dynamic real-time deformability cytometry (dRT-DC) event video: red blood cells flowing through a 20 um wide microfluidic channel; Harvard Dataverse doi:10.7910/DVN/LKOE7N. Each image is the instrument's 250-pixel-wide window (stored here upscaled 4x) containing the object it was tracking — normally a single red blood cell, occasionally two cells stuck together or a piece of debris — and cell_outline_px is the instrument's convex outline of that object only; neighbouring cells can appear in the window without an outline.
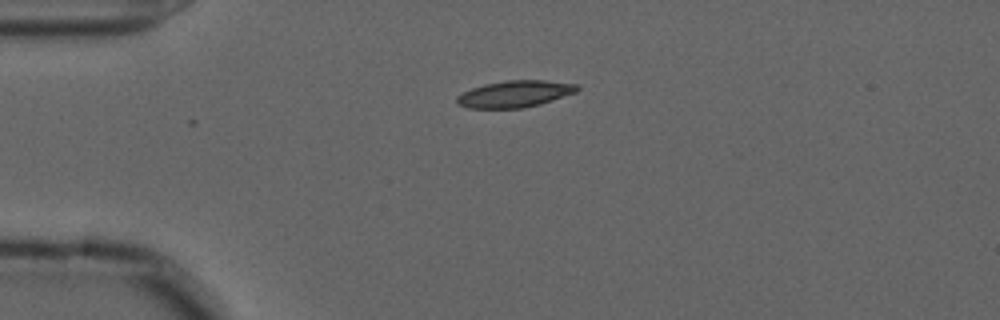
{"species": "common noctule bat (a hibernating species)", "species_latin": "Nyctalus noctula", "temperature_condition": "cold", "stored_images_in_passage": 44, "camera_frame_rate_fps": 3000, "um_per_image_px": 0.085, "animal": {"sex": "male", "forearm_length_mm": 52.5}, "frame": {"image": 1, "passage_image": 1, "time_ms": 0.0, "image_size_px": [1000, 320], "cell_outline_px": [[580, 88], [576, 92], [540, 104], [524, 108], [468, 108], [456, 104], [456, 96], [472, 88], [484, 84], [508, 80], [544, 80], [576, 84]], "centroid_in_image_um": [43.74, 7.99], "position_along_channel_um": 41.3, "area_um2": 18.67}}
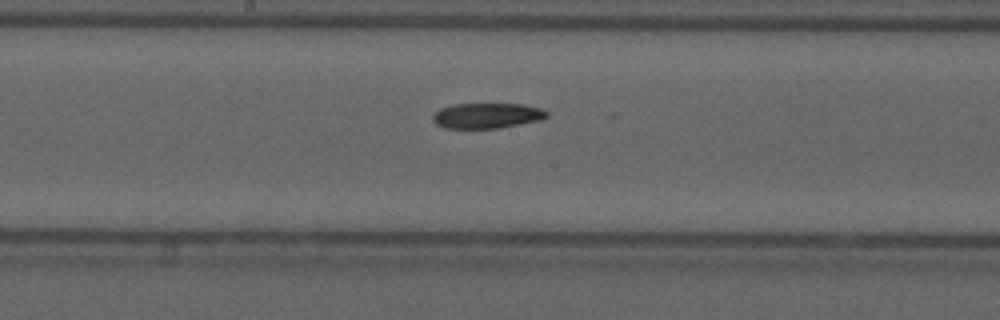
{"frame": {"image": 2, "passage_image": 17, "time_ms": 5.333, "image_size_px": [1000, 320], "cell_outline_px": [[548, 116], [540, 120], [496, 128], [444, 128], [436, 124], [432, 120], [432, 116], [440, 108], [452, 104], [524, 104], [540, 108], [548, 112]], "centroid_in_image_um": [41.36, 9.82], "position_along_channel_um": 206.8, "area_um2": 16.76}}
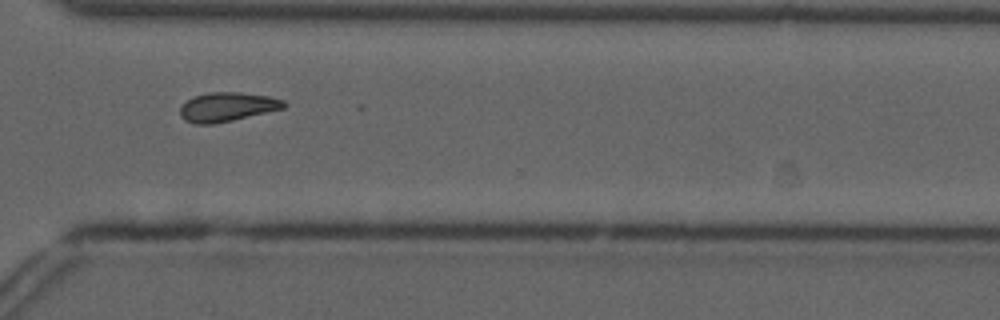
{"frame": {"image": 3, "passage_image": 29, "time_ms": 9.333, "image_size_px": [1000, 320], "cell_outline_px": [[288, 104], [284, 108], [232, 120], [212, 124], [196, 124], [184, 120], [180, 116], [180, 108], [188, 100], [196, 96], [208, 92], [240, 92], [268, 96], [284, 100]], "centroid_in_image_um": [19.32, 9.08], "position_along_channel_um": 351.3, "area_um2": 17.46}}